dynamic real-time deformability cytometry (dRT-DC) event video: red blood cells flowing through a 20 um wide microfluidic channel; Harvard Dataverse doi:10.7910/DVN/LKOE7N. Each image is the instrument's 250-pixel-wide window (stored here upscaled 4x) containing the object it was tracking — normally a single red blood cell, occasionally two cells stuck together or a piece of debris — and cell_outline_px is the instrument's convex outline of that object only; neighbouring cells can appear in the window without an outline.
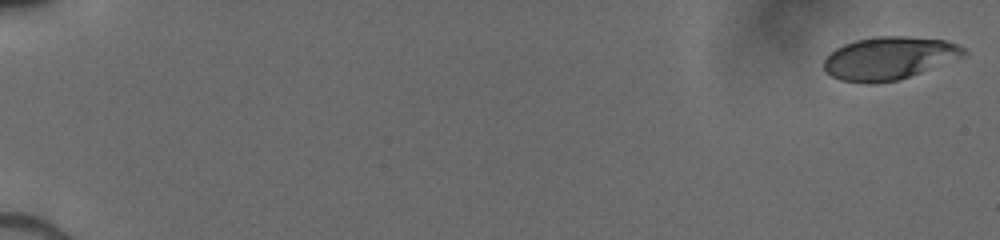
{"species": "human", "species_latin": "Homo sapiens", "temperature_condition": "cold", "stored_images_in_passage": 52, "camera_frame_rate_fps": 3000, "um_per_image_px": 0.085, "donor": {"sex": "male"}, "frame": {"image": 1, "passage_image": 1, "time_ms": 0.0, "image_size_px": [1000, 240], "cell_outline_px": [[968, 52], [964, 56], [900, 80], [872, 84], [840, 80], [824, 72], [824, 60], [836, 48], [844, 44], [856, 40], [876, 36], [908, 36], [944, 40], [956, 44], [964, 48]], "centroid_in_image_um": [75.56, 4.95], "position_along_channel_um": 9.4, "area_um2": 34.91}}
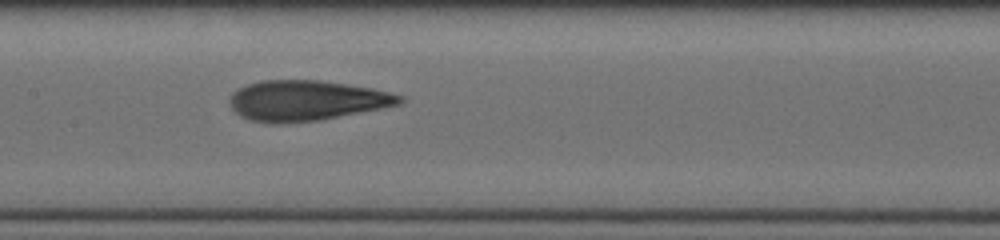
{"frame": {"image": 2, "passage_image": 28, "time_ms": 9.0, "image_size_px": [1000, 240], "cell_outline_px": [[404, 100], [400, 104], [320, 120], [252, 120], [240, 116], [232, 108], [228, 100], [232, 92], [236, 88], [260, 80], [320, 80], [372, 88], [404, 96]], "centroid_in_image_um": [26.05, 8.49], "position_along_channel_um": 181.3, "area_um2": 38.9}}
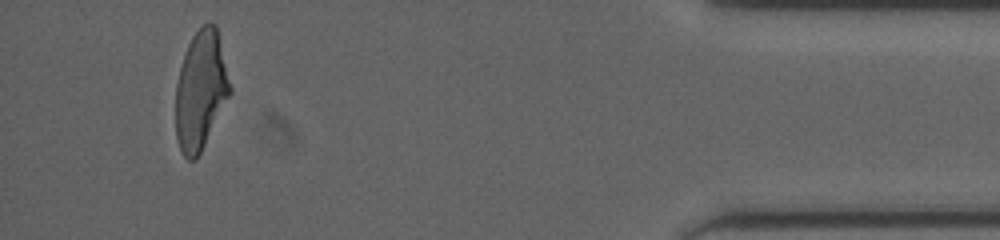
{"frame": {"image": 3, "passage_image": 49, "time_ms": 16.0, "image_size_px": [1000, 240], "cell_outline_px": [[232, 92], [196, 160], [188, 160], [184, 156], [176, 140], [176, 84], [180, 68], [188, 44], [192, 36], [208, 20], [216, 24], [232, 88]], "centroid_in_image_um": [17.07, 7.67], "position_along_channel_um": 418.1, "area_um2": 37.57}}